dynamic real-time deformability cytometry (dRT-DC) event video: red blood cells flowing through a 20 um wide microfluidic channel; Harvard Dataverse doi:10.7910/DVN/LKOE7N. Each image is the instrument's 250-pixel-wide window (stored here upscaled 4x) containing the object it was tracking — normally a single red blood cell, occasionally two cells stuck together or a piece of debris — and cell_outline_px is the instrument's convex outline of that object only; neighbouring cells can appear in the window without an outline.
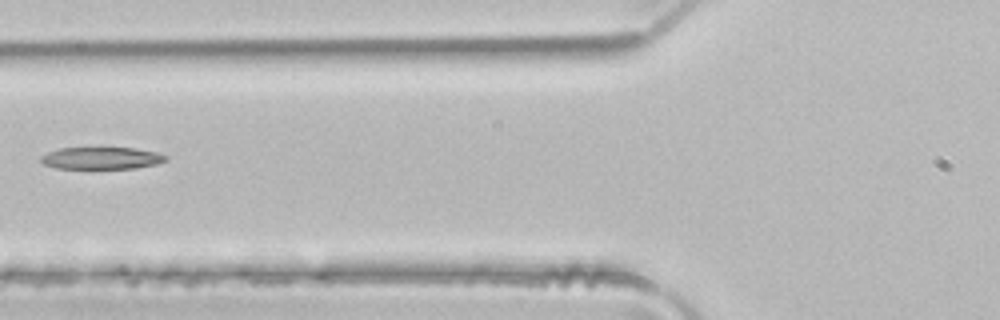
{"species": "common noctule bat (a hibernating species)", "species_latin": "Nyctalus noctula", "temperature_condition": "room temperature", "stored_images_in_passage": 6, "camera_frame_rate_fps": 3000, "um_per_image_px": 0.085, "animal": {"sex": "male", "body_mass_g": 21.5, "forearm_length_mm": 52.0}, "frame": {"image": 1, "passage_image": 6, "time_ms": 1.667, "image_size_px": [1000, 320], "cell_outline_px": [[168, 160], [156, 164], [136, 168], [56, 168], [44, 164], [40, 160], [40, 156], [48, 152], [60, 148], [136, 148], [156, 152], [168, 156]], "centroid_in_image_um": [8.64, 13.44], "position_along_channel_um": 117.2, "area_um2": 16.01}}